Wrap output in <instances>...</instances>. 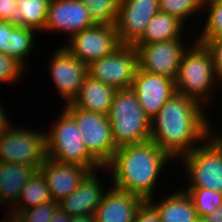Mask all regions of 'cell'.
<instances>
[{
	"mask_svg": "<svg viewBox=\"0 0 222 222\" xmlns=\"http://www.w3.org/2000/svg\"><path fill=\"white\" fill-rule=\"evenodd\" d=\"M202 10L208 13L206 22L196 40L202 43L206 38L222 37V0L205 1Z\"/></svg>",
	"mask_w": 222,
	"mask_h": 222,
	"instance_id": "obj_26",
	"label": "cell"
},
{
	"mask_svg": "<svg viewBox=\"0 0 222 222\" xmlns=\"http://www.w3.org/2000/svg\"><path fill=\"white\" fill-rule=\"evenodd\" d=\"M202 44L210 52L216 77L222 83V37L206 38Z\"/></svg>",
	"mask_w": 222,
	"mask_h": 222,
	"instance_id": "obj_32",
	"label": "cell"
},
{
	"mask_svg": "<svg viewBox=\"0 0 222 222\" xmlns=\"http://www.w3.org/2000/svg\"><path fill=\"white\" fill-rule=\"evenodd\" d=\"M159 11L158 0H119L115 28L120 43L134 45Z\"/></svg>",
	"mask_w": 222,
	"mask_h": 222,
	"instance_id": "obj_12",
	"label": "cell"
},
{
	"mask_svg": "<svg viewBox=\"0 0 222 222\" xmlns=\"http://www.w3.org/2000/svg\"><path fill=\"white\" fill-rule=\"evenodd\" d=\"M49 60L50 75L58 93L66 100V104L71 103L88 75V65L63 46L58 47Z\"/></svg>",
	"mask_w": 222,
	"mask_h": 222,
	"instance_id": "obj_13",
	"label": "cell"
},
{
	"mask_svg": "<svg viewBox=\"0 0 222 222\" xmlns=\"http://www.w3.org/2000/svg\"><path fill=\"white\" fill-rule=\"evenodd\" d=\"M110 187L95 210L96 222H135L136 211L144 199Z\"/></svg>",
	"mask_w": 222,
	"mask_h": 222,
	"instance_id": "obj_18",
	"label": "cell"
},
{
	"mask_svg": "<svg viewBox=\"0 0 222 222\" xmlns=\"http://www.w3.org/2000/svg\"><path fill=\"white\" fill-rule=\"evenodd\" d=\"M184 25L185 24L178 18L159 11L148 22L144 34L134 44V47L137 49L141 44H151L169 41L172 39H180L183 37Z\"/></svg>",
	"mask_w": 222,
	"mask_h": 222,
	"instance_id": "obj_22",
	"label": "cell"
},
{
	"mask_svg": "<svg viewBox=\"0 0 222 222\" xmlns=\"http://www.w3.org/2000/svg\"><path fill=\"white\" fill-rule=\"evenodd\" d=\"M59 208V203L51 201L21 211L26 222H50Z\"/></svg>",
	"mask_w": 222,
	"mask_h": 222,
	"instance_id": "obj_31",
	"label": "cell"
},
{
	"mask_svg": "<svg viewBox=\"0 0 222 222\" xmlns=\"http://www.w3.org/2000/svg\"><path fill=\"white\" fill-rule=\"evenodd\" d=\"M117 89L87 75L77 96L65 106L107 115Z\"/></svg>",
	"mask_w": 222,
	"mask_h": 222,
	"instance_id": "obj_19",
	"label": "cell"
},
{
	"mask_svg": "<svg viewBox=\"0 0 222 222\" xmlns=\"http://www.w3.org/2000/svg\"><path fill=\"white\" fill-rule=\"evenodd\" d=\"M17 0H0V20L10 21L17 26Z\"/></svg>",
	"mask_w": 222,
	"mask_h": 222,
	"instance_id": "obj_34",
	"label": "cell"
},
{
	"mask_svg": "<svg viewBox=\"0 0 222 222\" xmlns=\"http://www.w3.org/2000/svg\"><path fill=\"white\" fill-rule=\"evenodd\" d=\"M159 9L185 23L193 15L203 11V0H158ZM187 19V20H186Z\"/></svg>",
	"mask_w": 222,
	"mask_h": 222,
	"instance_id": "obj_29",
	"label": "cell"
},
{
	"mask_svg": "<svg viewBox=\"0 0 222 222\" xmlns=\"http://www.w3.org/2000/svg\"><path fill=\"white\" fill-rule=\"evenodd\" d=\"M179 161L187 172L186 188H207L222 193V134L213 131Z\"/></svg>",
	"mask_w": 222,
	"mask_h": 222,
	"instance_id": "obj_6",
	"label": "cell"
},
{
	"mask_svg": "<svg viewBox=\"0 0 222 222\" xmlns=\"http://www.w3.org/2000/svg\"><path fill=\"white\" fill-rule=\"evenodd\" d=\"M153 199L148 201L157 209L161 222H197L200 219L191 197L184 190L178 189L159 202Z\"/></svg>",
	"mask_w": 222,
	"mask_h": 222,
	"instance_id": "obj_21",
	"label": "cell"
},
{
	"mask_svg": "<svg viewBox=\"0 0 222 222\" xmlns=\"http://www.w3.org/2000/svg\"><path fill=\"white\" fill-rule=\"evenodd\" d=\"M50 128V129H49ZM45 133L47 158L59 163L77 164L88 167L91 171L103 170L88 152L73 116L65 109Z\"/></svg>",
	"mask_w": 222,
	"mask_h": 222,
	"instance_id": "obj_5",
	"label": "cell"
},
{
	"mask_svg": "<svg viewBox=\"0 0 222 222\" xmlns=\"http://www.w3.org/2000/svg\"><path fill=\"white\" fill-rule=\"evenodd\" d=\"M35 33L37 34V31L33 29L13 24L7 29L5 55L13 57L26 68V58L34 47Z\"/></svg>",
	"mask_w": 222,
	"mask_h": 222,
	"instance_id": "obj_24",
	"label": "cell"
},
{
	"mask_svg": "<svg viewBox=\"0 0 222 222\" xmlns=\"http://www.w3.org/2000/svg\"><path fill=\"white\" fill-rule=\"evenodd\" d=\"M51 201H53V199L48 189L46 179L42 172L37 170L23 187L18 201L13 207L11 206L10 209L20 213L25 209Z\"/></svg>",
	"mask_w": 222,
	"mask_h": 222,
	"instance_id": "obj_23",
	"label": "cell"
},
{
	"mask_svg": "<svg viewBox=\"0 0 222 222\" xmlns=\"http://www.w3.org/2000/svg\"><path fill=\"white\" fill-rule=\"evenodd\" d=\"M189 46L183 40L141 44L138 48V64L142 71L161 75L175 81L183 53Z\"/></svg>",
	"mask_w": 222,
	"mask_h": 222,
	"instance_id": "obj_11",
	"label": "cell"
},
{
	"mask_svg": "<svg viewBox=\"0 0 222 222\" xmlns=\"http://www.w3.org/2000/svg\"><path fill=\"white\" fill-rule=\"evenodd\" d=\"M184 191L191 197L200 219L222 206L221 192L207 188H184Z\"/></svg>",
	"mask_w": 222,
	"mask_h": 222,
	"instance_id": "obj_27",
	"label": "cell"
},
{
	"mask_svg": "<svg viewBox=\"0 0 222 222\" xmlns=\"http://www.w3.org/2000/svg\"><path fill=\"white\" fill-rule=\"evenodd\" d=\"M71 222H96L94 214L73 216Z\"/></svg>",
	"mask_w": 222,
	"mask_h": 222,
	"instance_id": "obj_39",
	"label": "cell"
},
{
	"mask_svg": "<svg viewBox=\"0 0 222 222\" xmlns=\"http://www.w3.org/2000/svg\"><path fill=\"white\" fill-rule=\"evenodd\" d=\"M171 160L157 144L148 140L118 147L105 169L113 174L112 187L148 200L153 198L162 168Z\"/></svg>",
	"mask_w": 222,
	"mask_h": 222,
	"instance_id": "obj_2",
	"label": "cell"
},
{
	"mask_svg": "<svg viewBox=\"0 0 222 222\" xmlns=\"http://www.w3.org/2000/svg\"><path fill=\"white\" fill-rule=\"evenodd\" d=\"M39 170L36 167L25 166L8 162H0V204L2 207L14 205L20 193L33 176Z\"/></svg>",
	"mask_w": 222,
	"mask_h": 222,
	"instance_id": "obj_20",
	"label": "cell"
},
{
	"mask_svg": "<svg viewBox=\"0 0 222 222\" xmlns=\"http://www.w3.org/2000/svg\"><path fill=\"white\" fill-rule=\"evenodd\" d=\"M74 118L79 134L89 154L106 167L118 148L113 140L111 123L107 115L83 110L76 106L64 107Z\"/></svg>",
	"mask_w": 222,
	"mask_h": 222,
	"instance_id": "obj_8",
	"label": "cell"
},
{
	"mask_svg": "<svg viewBox=\"0 0 222 222\" xmlns=\"http://www.w3.org/2000/svg\"><path fill=\"white\" fill-rule=\"evenodd\" d=\"M67 38L68 44L62 46L87 65L122 45L115 26L105 24H95Z\"/></svg>",
	"mask_w": 222,
	"mask_h": 222,
	"instance_id": "obj_10",
	"label": "cell"
},
{
	"mask_svg": "<svg viewBox=\"0 0 222 222\" xmlns=\"http://www.w3.org/2000/svg\"><path fill=\"white\" fill-rule=\"evenodd\" d=\"M13 23L10 21L0 20V53L5 54L6 40H7V29H9Z\"/></svg>",
	"mask_w": 222,
	"mask_h": 222,
	"instance_id": "obj_35",
	"label": "cell"
},
{
	"mask_svg": "<svg viewBox=\"0 0 222 222\" xmlns=\"http://www.w3.org/2000/svg\"><path fill=\"white\" fill-rule=\"evenodd\" d=\"M131 89L147 117L153 119L176 91L175 82L165 76L149 74L139 67Z\"/></svg>",
	"mask_w": 222,
	"mask_h": 222,
	"instance_id": "obj_14",
	"label": "cell"
},
{
	"mask_svg": "<svg viewBox=\"0 0 222 222\" xmlns=\"http://www.w3.org/2000/svg\"><path fill=\"white\" fill-rule=\"evenodd\" d=\"M93 25L87 6L80 0H51L44 31L63 32L71 37Z\"/></svg>",
	"mask_w": 222,
	"mask_h": 222,
	"instance_id": "obj_15",
	"label": "cell"
},
{
	"mask_svg": "<svg viewBox=\"0 0 222 222\" xmlns=\"http://www.w3.org/2000/svg\"><path fill=\"white\" fill-rule=\"evenodd\" d=\"M19 128L11 123L0 134V162L39 169L47 158L46 131Z\"/></svg>",
	"mask_w": 222,
	"mask_h": 222,
	"instance_id": "obj_7",
	"label": "cell"
},
{
	"mask_svg": "<svg viewBox=\"0 0 222 222\" xmlns=\"http://www.w3.org/2000/svg\"><path fill=\"white\" fill-rule=\"evenodd\" d=\"M138 64L134 45L122 44L114 52L88 65V75L117 90L131 88Z\"/></svg>",
	"mask_w": 222,
	"mask_h": 222,
	"instance_id": "obj_9",
	"label": "cell"
},
{
	"mask_svg": "<svg viewBox=\"0 0 222 222\" xmlns=\"http://www.w3.org/2000/svg\"><path fill=\"white\" fill-rule=\"evenodd\" d=\"M107 116L117 147L151 140V120L131 88L116 91Z\"/></svg>",
	"mask_w": 222,
	"mask_h": 222,
	"instance_id": "obj_4",
	"label": "cell"
},
{
	"mask_svg": "<svg viewBox=\"0 0 222 222\" xmlns=\"http://www.w3.org/2000/svg\"><path fill=\"white\" fill-rule=\"evenodd\" d=\"M39 170L44 175L53 201L59 202L66 198L91 172L88 167L59 163L46 158Z\"/></svg>",
	"mask_w": 222,
	"mask_h": 222,
	"instance_id": "obj_16",
	"label": "cell"
},
{
	"mask_svg": "<svg viewBox=\"0 0 222 222\" xmlns=\"http://www.w3.org/2000/svg\"><path fill=\"white\" fill-rule=\"evenodd\" d=\"M203 108L195 100L175 93L151 119V140L173 161L190 153L213 133Z\"/></svg>",
	"mask_w": 222,
	"mask_h": 222,
	"instance_id": "obj_1",
	"label": "cell"
},
{
	"mask_svg": "<svg viewBox=\"0 0 222 222\" xmlns=\"http://www.w3.org/2000/svg\"><path fill=\"white\" fill-rule=\"evenodd\" d=\"M96 172L100 173L98 170L91 171L74 192L58 202L59 207L71 217L94 214L102 202L107 190H104V182L100 181Z\"/></svg>",
	"mask_w": 222,
	"mask_h": 222,
	"instance_id": "obj_17",
	"label": "cell"
},
{
	"mask_svg": "<svg viewBox=\"0 0 222 222\" xmlns=\"http://www.w3.org/2000/svg\"><path fill=\"white\" fill-rule=\"evenodd\" d=\"M26 68L13 57L0 53V83H16Z\"/></svg>",
	"mask_w": 222,
	"mask_h": 222,
	"instance_id": "obj_30",
	"label": "cell"
},
{
	"mask_svg": "<svg viewBox=\"0 0 222 222\" xmlns=\"http://www.w3.org/2000/svg\"><path fill=\"white\" fill-rule=\"evenodd\" d=\"M204 222H222V206L202 218Z\"/></svg>",
	"mask_w": 222,
	"mask_h": 222,
	"instance_id": "obj_36",
	"label": "cell"
},
{
	"mask_svg": "<svg viewBox=\"0 0 222 222\" xmlns=\"http://www.w3.org/2000/svg\"><path fill=\"white\" fill-rule=\"evenodd\" d=\"M8 222H26L21 213L15 212L14 210H9Z\"/></svg>",
	"mask_w": 222,
	"mask_h": 222,
	"instance_id": "obj_40",
	"label": "cell"
},
{
	"mask_svg": "<svg viewBox=\"0 0 222 222\" xmlns=\"http://www.w3.org/2000/svg\"><path fill=\"white\" fill-rule=\"evenodd\" d=\"M71 216L64 212L60 207L56 210L50 222H71Z\"/></svg>",
	"mask_w": 222,
	"mask_h": 222,
	"instance_id": "obj_37",
	"label": "cell"
},
{
	"mask_svg": "<svg viewBox=\"0 0 222 222\" xmlns=\"http://www.w3.org/2000/svg\"><path fill=\"white\" fill-rule=\"evenodd\" d=\"M89 11L90 17L95 24L115 26L119 0H80Z\"/></svg>",
	"mask_w": 222,
	"mask_h": 222,
	"instance_id": "obj_28",
	"label": "cell"
},
{
	"mask_svg": "<svg viewBox=\"0 0 222 222\" xmlns=\"http://www.w3.org/2000/svg\"><path fill=\"white\" fill-rule=\"evenodd\" d=\"M51 0H17V26L44 31Z\"/></svg>",
	"mask_w": 222,
	"mask_h": 222,
	"instance_id": "obj_25",
	"label": "cell"
},
{
	"mask_svg": "<svg viewBox=\"0 0 222 222\" xmlns=\"http://www.w3.org/2000/svg\"><path fill=\"white\" fill-rule=\"evenodd\" d=\"M174 82L177 93L195 100L204 108L213 99L211 89L220 85V81L217 80L211 54L202 43L192 42V46L183 53Z\"/></svg>",
	"mask_w": 222,
	"mask_h": 222,
	"instance_id": "obj_3",
	"label": "cell"
},
{
	"mask_svg": "<svg viewBox=\"0 0 222 222\" xmlns=\"http://www.w3.org/2000/svg\"><path fill=\"white\" fill-rule=\"evenodd\" d=\"M135 222H161V220L157 209L148 200H144L136 211Z\"/></svg>",
	"mask_w": 222,
	"mask_h": 222,
	"instance_id": "obj_33",
	"label": "cell"
},
{
	"mask_svg": "<svg viewBox=\"0 0 222 222\" xmlns=\"http://www.w3.org/2000/svg\"><path fill=\"white\" fill-rule=\"evenodd\" d=\"M4 111L0 103V134L12 123L11 120H8V115Z\"/></svg>",
	"mask_w": 222,
	"mask_h": 222,
	"instance_id": "obj_38",
	"label": "cell"
},
{
	"mask_svg": "<svg viewBox=\"0 0 222 222\" xmlns=\"http://www.w3.org/2000/svg\"><path fill=\"white\" fill-rule=\"evenodd\" d=\"M4 218L2 219L3 221H1V222H8V215L6 217L4 216Z\"/></svg>",
	"mask_w": 222,
	"mask_h": 222,
	"instance_id": "obj_41",
	"label": "cell"
}]
</instances>
